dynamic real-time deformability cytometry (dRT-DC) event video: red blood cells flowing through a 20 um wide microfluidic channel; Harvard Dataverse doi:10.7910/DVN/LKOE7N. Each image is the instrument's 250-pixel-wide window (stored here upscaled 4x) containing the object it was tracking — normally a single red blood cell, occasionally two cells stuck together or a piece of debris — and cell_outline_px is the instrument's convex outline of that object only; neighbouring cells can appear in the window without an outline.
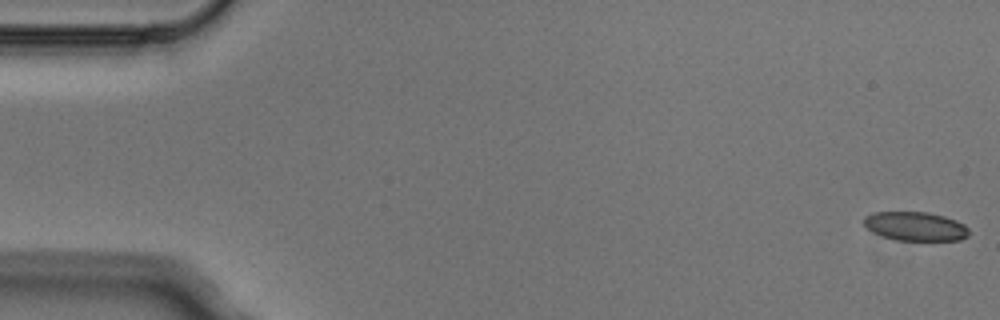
{"species": "Egyptian fruit bat (a non-hibernating species)", "species_latin": "Rousettus aegyptiacus", "temperature_condition": "cold", "stored_images_in_passage": 5, "camera_frame_rate_fps": 3000, "um_per_image_px": 0.085, "animal": {"sex": "male"}, "frame": {"image": 1, "passage_image": 1, "time_ms": 0.0, "image_size_px": [1000, 320], "cell_outline_px": [[968, 236], [960, 240], [896, 240], [880, 236], [872, 232], [864, 224], [864, 216], [872, 212], [928, 212], [944, 216], [956, 220], [964, 224], [968, 228]], "centroid_in_image_um": [77.79, 19.23], "position_along_channel_um": 7.2, "area_um2": 17.8}}
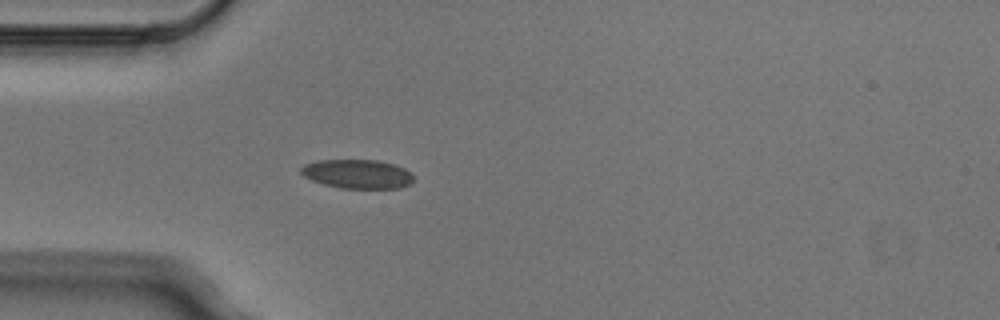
{"frame": {"image": 2, "passage_image": 5, "time_ms": 1.333, "image_size_px": [1000, 320], "cell_outline_px": [[412, 184], [400, 188], [340, 188], [324, 184], [312, 180], [304, 176], [300, 172], [300, 168], [304, 164], [316, 160], [380, 160], [404, 168], [412, 172]], "centroid_in_image_um": [30.38, 14.78], "position_along_channel_um": 54.6, "area_um2": 19.13}}